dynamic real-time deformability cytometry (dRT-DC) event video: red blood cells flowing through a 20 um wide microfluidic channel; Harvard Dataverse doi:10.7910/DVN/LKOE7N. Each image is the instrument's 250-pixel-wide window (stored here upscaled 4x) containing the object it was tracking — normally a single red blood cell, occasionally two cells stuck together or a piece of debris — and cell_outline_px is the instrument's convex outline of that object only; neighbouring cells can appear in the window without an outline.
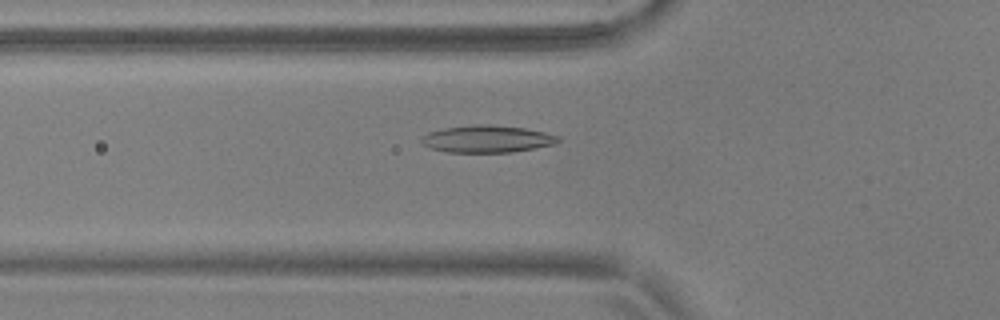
{"species": "common noctule bat (a hibernating species)", "species_latin": "Nyctalus noctula", "temperature_condition": "warm", "stored_images_in_passage": 55, "camera_frame_rate_fps": 3000, "um_per_image_px": 0.085, "animal": {"sex": "male", "body_mass_g": 17.9, "forearm_length_mm": 54.2}, "frame": {"image": 1, "passage_image": 20, "time_ms": 6.333, "image_size_px": [1000, 320], "cell_outline_px": [[560, 140], [556, 144], [536, 148], [512, 152], [448, 152], [432, 148], [424, 144], [420, 140], [420, 136], [428, 132], [444, 128], [476, 124], [492, 124], [524, 128], [544, 132], [560, 136]], "centroid_in_image_um": [41.42, 11.8], "position_along_channel_um": 84.4, "area_um2": 21.73}}
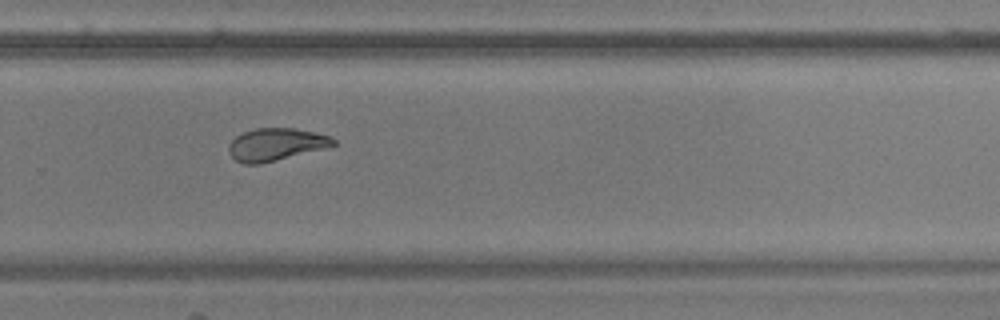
{"frame": {"image": 2, "passage_image": 38, "time_ms": 12.333, "image_size_px": [1000, 320], "cell_outline_px": [[336, 144], [324, 148], [260, 164], [244, 164], [236, 160], [228, 152], [228, 144], [236, 136], [244, 132], [256, 128], [292, 128], [312, 132], [328, 136], [336, 140]], "centroid_in_image_um": [23.4, 12.28], "position_along_channel_um": 306.4, "area_um2": 19.48}}
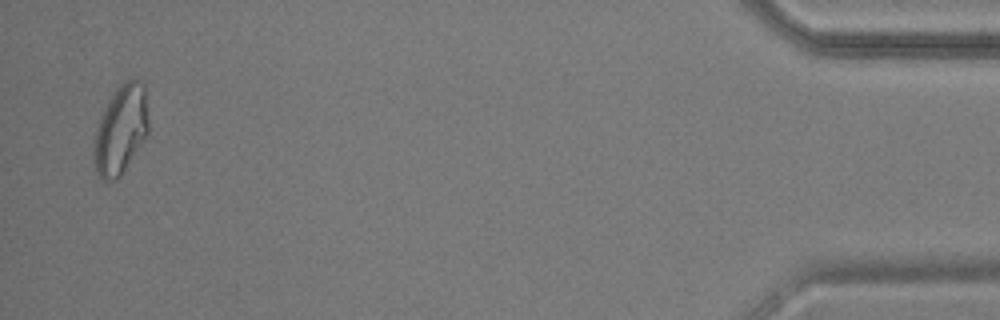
{"frame": {"image": 3, "passage_image": 54, "time_ms": 17.667, "image_size_px": [1000, 320], "cell_outline_px": [[148, 132], [120, 176], [116, 180], [104, 180], [96, 172], [92, 160], [96, 132], [100, 120], [108, 100], [116, 88], [124, 80], [132, 76], [140, 80], [144, 84], [148, 120]], "centroid_in_image_um": [10.26, 10.98], "position_along_channel_um": 424.9, "area_um2": 28.03}, "authors_computed_cell_mechanics": {"area_um2": 21.2126, "velocity_mm_per_s": 3.6923, "shape_relaxation_time_tau1_ms": 10.6264, "shape_relaxation_time_tau2_ms": 0.974, "deformation_change_tau1": 0.2849, "deformation_change_tau2": 0.073}}